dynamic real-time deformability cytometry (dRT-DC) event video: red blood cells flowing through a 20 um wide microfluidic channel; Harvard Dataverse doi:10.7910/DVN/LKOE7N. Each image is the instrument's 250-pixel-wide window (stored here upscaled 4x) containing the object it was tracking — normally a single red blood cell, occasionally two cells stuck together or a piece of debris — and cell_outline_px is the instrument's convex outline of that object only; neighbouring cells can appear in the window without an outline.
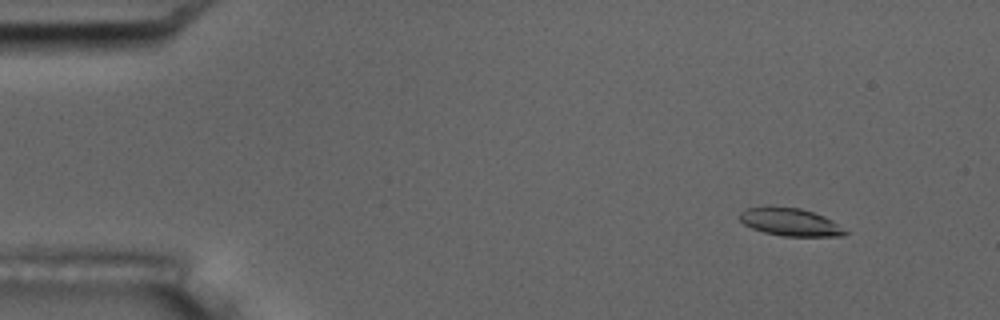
{"species": "common noctule bat (a hibernating species)", "species_latin": "Nyctalus noctula", "temperature_condition": "room temperature", "stored_images_in_passage": 5, "camera_frame_rate_fps": 3000, "um_per_image_px": 0.085, "animal": {"sex": "male", "body_mass_g": 17.5, "forearm_length_mm": 52.3}, "frame": {"image": 1, "passage_image": 2, "time_ms": 1.333, "image_size_px": [1000, 320], "cell_outline_px": [[848, 232], [844, 236], [784, 236], [764, 232], [752, 228], [744, 224], [740, 220], [740, 212], [744, 208], [800, 208], [824, 216], [832, 220]], "centroid_in_image_um": [67.19, 18.9], "position_along_channel_um": 17.8, "area_um2": 16.59}}